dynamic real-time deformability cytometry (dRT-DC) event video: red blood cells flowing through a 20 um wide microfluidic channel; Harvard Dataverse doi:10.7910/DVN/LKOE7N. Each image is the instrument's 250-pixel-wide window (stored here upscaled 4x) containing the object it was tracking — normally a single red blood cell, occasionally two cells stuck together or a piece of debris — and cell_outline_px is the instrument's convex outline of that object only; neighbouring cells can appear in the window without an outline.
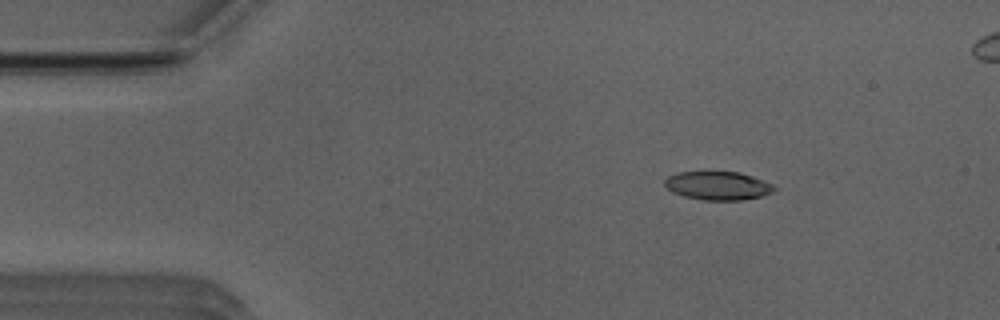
{"species": "Egyptian fruit bat (a non-hibernating species)", "species_latin": "Rousettus aegyptiacus", "temperature_condition": "room temperature", "stored_images_in_passage": 44, "camera_frame_rate_fps": 3000, "um_per_image_px": 0.085, "animal": {"sex": "male"}, "frame": {"image": 1, "passage_image": 2, "time_ms": 0.333, "image_size_px": [1000, 320], "cell_outline_px": [[776, 188], [772, 192], [760, 196], [740, 200], [704, 200], [684, 196], [672, 192], [664, 184], [664, 180], [668, 176], [676, 172], [740, 172], [752, 176], [772, 184]], "centroid_in_image_um": [60.99, 15.78], "position_along_channel_um": 24.0, "area_um2": 18.03}}
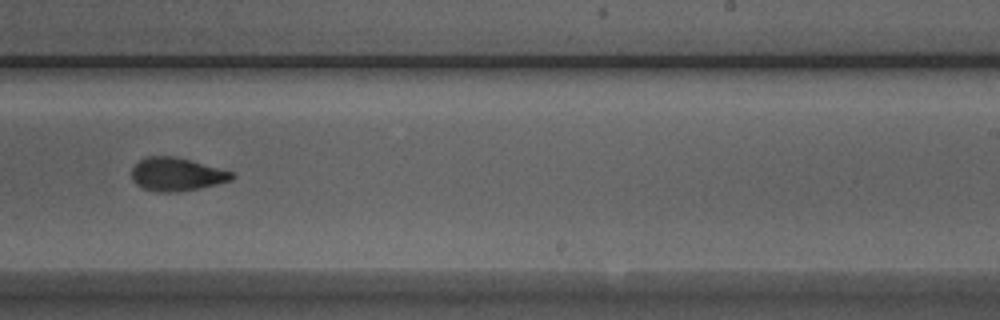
{"frame": {"image": 2, "passage_image": 26, "time_ms": 8.333, "image_size_px": [1000, 320], "cell_outline_px": [[236, 176], [232, 180], [216, 184], [176, 192], [156, 192], [144, 188], [136, 184], [132, 180], [132, 168], [140, 160], [148, 156], [172, 156], [236, 172]], "centroid_in_image_um": [15.03, 14.82], "position_along_channel_um": 274.0, "area_um2": 19.25}}
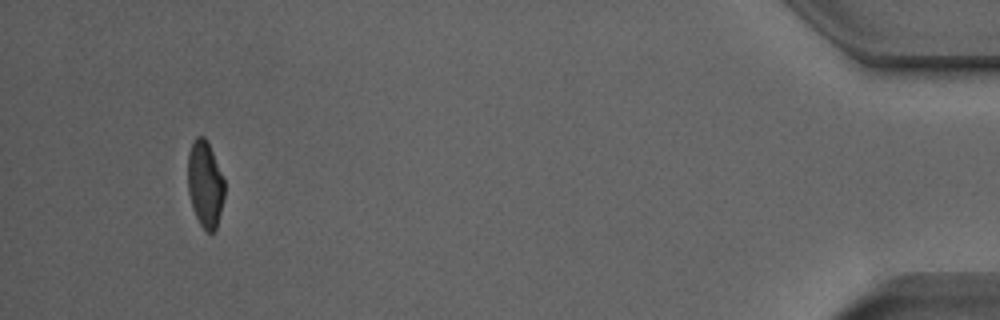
{"frame": {"image": 3, "passage_image": 43, "time_ms": 14.0, "image_size_px": [1000, 320], "cell_outline_px": [[224, 196], [216, 228], [212, 232], [208, 232], [200, 224], [196, 216], [188, 192], [188, 152], [196, 136], [204, 136], [208, 140], [224, 180]], "centroid_in_image_um": [17.43, 15.6], "position_along_channel_um": 417.8, "area_um2": 18.26}}